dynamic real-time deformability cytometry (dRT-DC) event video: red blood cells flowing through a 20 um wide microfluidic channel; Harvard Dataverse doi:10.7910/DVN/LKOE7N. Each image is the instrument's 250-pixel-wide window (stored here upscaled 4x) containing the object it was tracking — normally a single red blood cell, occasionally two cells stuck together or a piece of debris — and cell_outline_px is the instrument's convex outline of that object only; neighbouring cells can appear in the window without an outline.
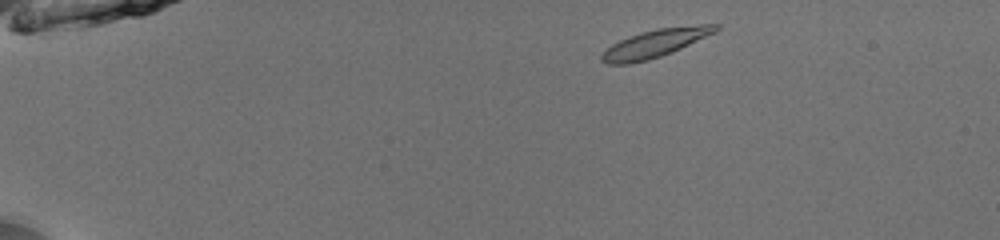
{"species": "common noctule bat (a hibernating species)", "species_latin": "Nyctalus noctula", "temperature_condition": "room temperature", "stored_images_in_passage": 44, "camera_frame_rate_fps": 3000, "um_per_image_px": 0.085, "animal": {"sex": "male", "body_mass_g": 13.0, "forearm_length_mm": 53.1}, "frame": {"image": 1, "passage_image": 1, "time_ms": 0.0, "image_size_px": [1000, 240], "cell_outline_px": [[720, 28], [716, 32], [672, 52], [648, 60], [628, 64], [608, 64], [600, 60], [600, 56], [612, 44], [620, 40], [640, 32], [656, 28], [700, 24], [720, 24]], "centroid_in_image_um": [55.71, 3.67], "position_along_channel_um": 29.3, "area_um2": 18.55}}
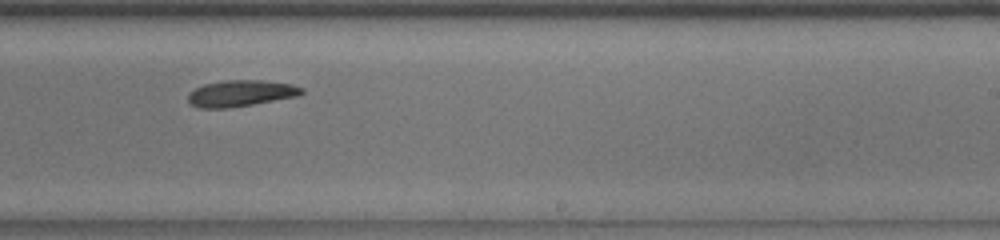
{"frame": {"image": 2, "passage_image": 26, "time_ms": 8.333, "image_size_px": [1000, 240], "cell_outline_px": [[304, 92], [300, 96], [228, 108], [200, 108], [192, 104], [188, 100], [188, 92], [204, 84], [228, 80], [260, 80], [292, 84], [304, 88]], "centroid_in_image_um": [20.49, 7.93], "position_along_channel_um": 268.5, "area_um2": 17.4}}
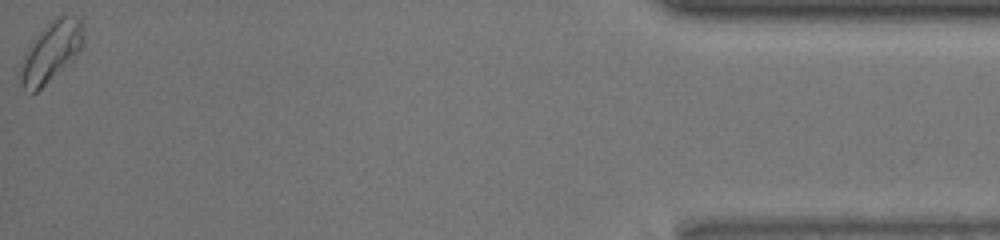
{"frame": {"image": 3, "passage_image": 44, "time_ms": 14.333, "image_size_px": [1000, 240], "cell_outline_px": [[84, 44], [76, 56], [36, 92], [24, 92], [16, 76], [20, 64], [28, 48], [48, 24], [60, 12], [80, 16], [84, 24]], "centroid_in_image_um": [4.36, 4.37], "position_along_channel_um": 430.8, "area_um2": 22.48}, "authors_computed_cell_mechanics": {"area_um2": 18.0914, "velocity_mm_per_s": 3.9203, "shape_relaxation_time_tau1_ms": 2.8305, "shape_relaxation_time_tau2_ms": null, "deformation_change_tau1": 0.1238, "deformation_change_tau2": null}}